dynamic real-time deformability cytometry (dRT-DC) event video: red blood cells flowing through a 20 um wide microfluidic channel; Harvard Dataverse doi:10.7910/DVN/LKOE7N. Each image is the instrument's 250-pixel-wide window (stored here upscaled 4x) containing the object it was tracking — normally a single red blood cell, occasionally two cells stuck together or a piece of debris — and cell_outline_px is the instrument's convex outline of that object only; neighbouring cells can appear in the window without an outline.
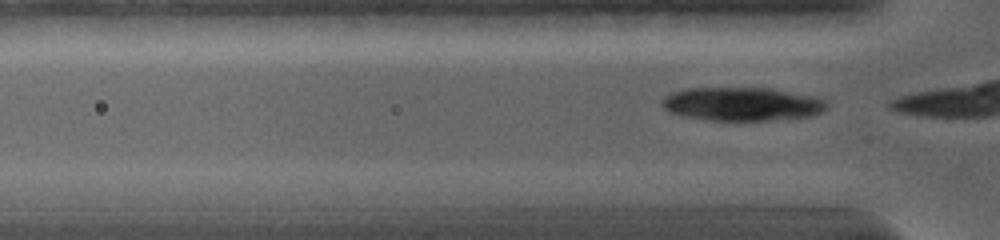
{"species": "common noctule bat (a hibernating species)", "species_latin": "Nyctalus noctula", "temperature_condition": "warm", "stored_images_in_passage": 64, "camera_frame_rate_fps": 5000, "um_per_image_px": 0.085, "animal": {"sex": "female", "body_mass_g": 19.0, "forearm_length_mm": 56.7}, "frame": {"image": 1, "passage_image": 3, "time_ms": 0.2, "image_size_px": [1000, 240], "cell_outline_px": [[828, 108], [824, 112], [816, 116], [772, 120], [712, 120], [684, 116], [668, 112], [664, 108], [664, 96], [672, 92], [684, 88], [768, 88], [808, 96], [824, 100], [828, 104]], "centroid_in_image_um": [63.09, 8.85], "position_along_channel_um": 62.7, "area_um2": 32.02}}
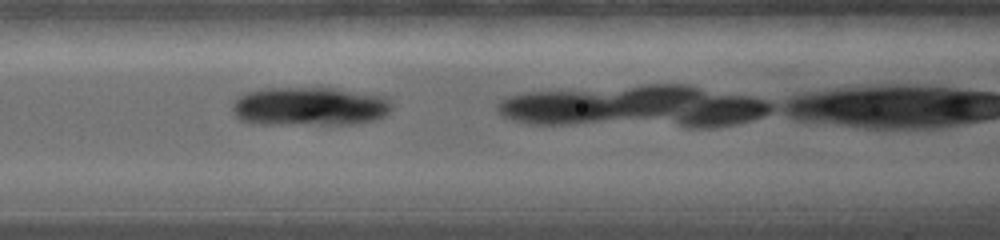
{"frame": {"image": 2, "passage_image": 18, "time_ms": 2.2, "image_size_px": [1000, 240], "cell_outline_px": [[392, 108], [384, 116], [372, 120], [356, 124], [256, 124], [240, 120], [232, 112], [232, 108], [236, 100], [240, 96], [248, 92], [264, 88], [332, 88], [376, 96], [388, 100], [392, 104]], "centroid_in_image_um": [26.26, 9.06], "position_along_channel_um": 140.3, "area_um2": 35.6}}
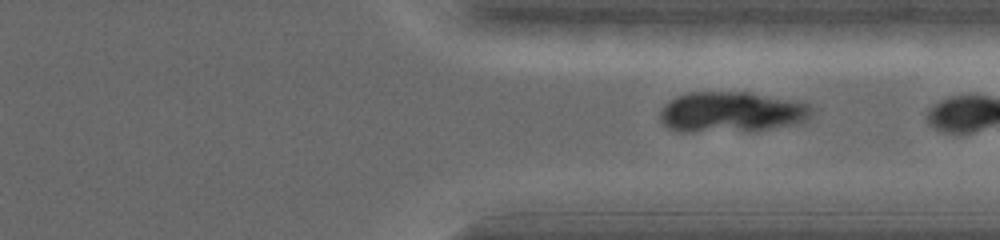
{"frame": {"image": 3, "passage_image": 60, "time_ms": 7.6, "image_size_px": [1000, 240], "cell_outline_px": [[812, 112], [804, 120], [792, 124], [768, 128], [688, 132], [680, 132], [668, 128], [660, 120], [660, 112], [664, 104], [676, 96], [688, 92], [748, 92], [812, 104]], "centroid_in_image_um": [62.1, 9.5], "position_along_channel_um": 349.3, "area_um2": 35.2}}